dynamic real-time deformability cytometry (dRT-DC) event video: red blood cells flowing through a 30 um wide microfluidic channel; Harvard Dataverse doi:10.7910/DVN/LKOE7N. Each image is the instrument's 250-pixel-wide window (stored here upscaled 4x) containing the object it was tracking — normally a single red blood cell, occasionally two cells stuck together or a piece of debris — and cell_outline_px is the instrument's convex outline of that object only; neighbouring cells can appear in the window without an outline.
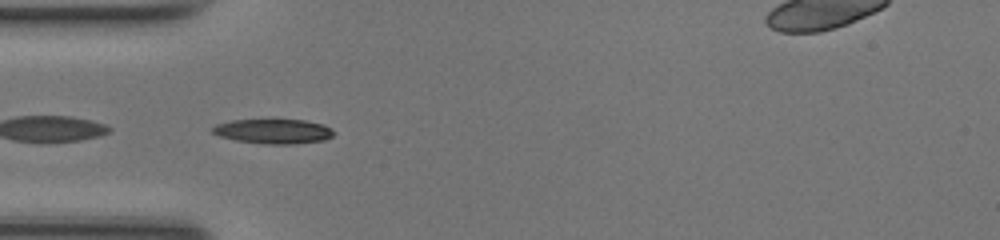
{"species": "common noctule bat (a hibernating species)", "species_latin": "Nyctalus noctula", "temperature_condition": "room temperature", "stored_images_in_passage": 38, "camera_frame_rate_fps": 3000, "um_per_image_px": 0.085, "animal": {"sex": "female", "body_mass_g": 17.0, "forearm_length_mm": 48.0}, "frame": {"image": 1, "passage_image": 3, "time_ms": 0.667, "image_size_px": [1000, 240], "cell_outline_px": [[336, 132], [332, 136], [324, 140], [292, 144], [264, 144], [236, 140], [220, 136], [212, 132], [212, 128], [216, 124], [232, 120], [304, 120], [324, 124], [332, 128]], "centroid_in_image_um": [23.28, 11.16], "position_along_channel_um": 61.7, "area_um2": 17.4}}
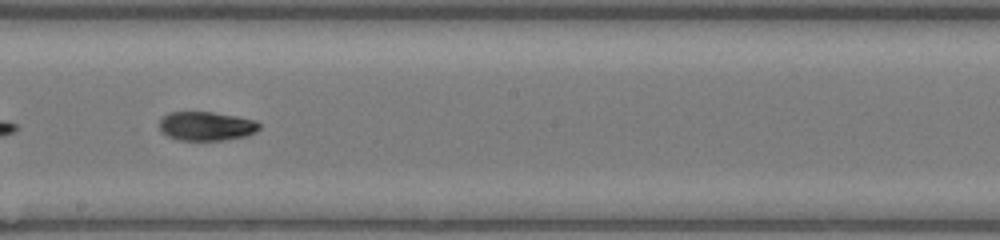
{"frame": {"image": 2, "passage_image": 15, "time_ms": 4.667, "image_size_px": [1000, 240], "cell_outline_px": [[260, 128], [256, 132], [248, 136], [220, 140], [180, 140], [168, 136], [160, 132], [160, 120], [168, 112], [212, 112], [236, 116], [256, 120], [260, 124]], "centroid_in_image_um": [17.55, 10.72], "position_along_channel_um": 230.6, "area_um2": 16.94}}
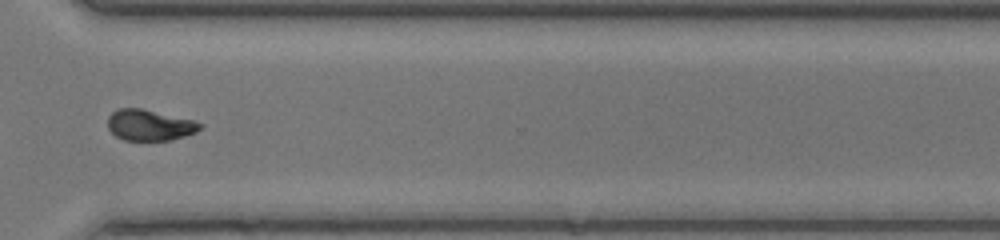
{"frame": {"image": 3, "passage_image": 24, "time_ms": 7.667, "image_size_px": [1000, 240], "cell_outline_px": [[204, 124], [196, 132], [172, 140], [124, 140], [116, 136], [108, 128], [108, 116], [112, 112], [120, 108], [140, 108], [192, 120]], "centroid_in_image_um": [12.7, 10.64], "position_along_channel_um": 357.9, "area_um2": 16.47}, "authors_computed_cell_mechanics": {"area_um2": 16.8776, "velocity_mm_per_s": 4.2511, "shape_relaxation_time_tau1_ms": 5.6293, "shape_relaxation_time_tau2_ms": 1.9232, "deformation_change_tau1": 0.1989, "deformation_change_tau2": 0.0673}}